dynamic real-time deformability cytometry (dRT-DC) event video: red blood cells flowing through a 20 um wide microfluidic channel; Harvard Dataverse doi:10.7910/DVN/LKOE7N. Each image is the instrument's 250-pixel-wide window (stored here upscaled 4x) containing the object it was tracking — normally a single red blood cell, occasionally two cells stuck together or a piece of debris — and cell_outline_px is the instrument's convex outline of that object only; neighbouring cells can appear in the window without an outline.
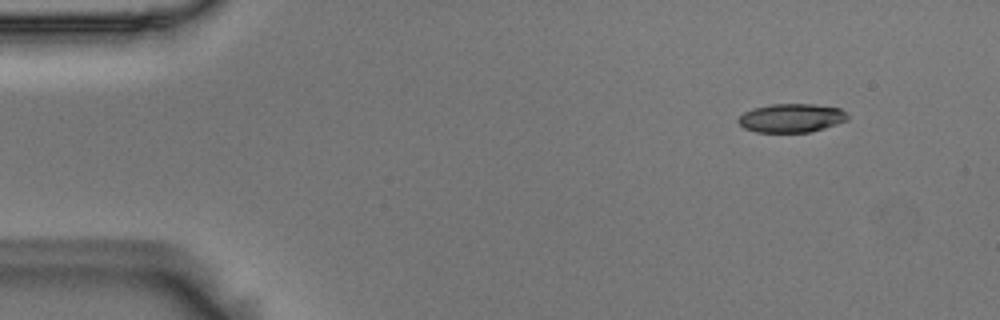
{"species": "Egyptian fruit bat (a non-hibernating species)", "species_latin": "Rousettus aegyptiacus", "temperature_condition": "room temperature", "stored_images_in_passage": 4, "camera_frame_rate_fps": 3000, "um_per_image_px": 0.085, "animal": {"sex": "male"}, "frame": {"image": 1, "passage_image": 1, "time_ms": 0.0, "image_size_px": [1000, 320], "cell_outline_px": [[848, 120], [824, 128], [808, 132], [756, 132], [744, 128], [736, 120], [744, 112], [752, 108], [772, 104], [816, 104], [840, 108], [848, 116]], "centroid_in_image_um": [67.25, 10.02], "position_along_channel_um": 17.7, "area_um2": 18.26}}
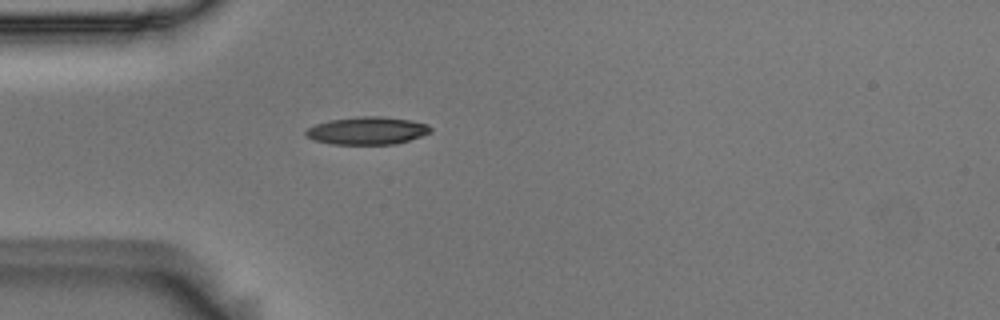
{"frame": {"image": 2, "passage_image": 4, "time_ms": 1.0, "image_size_px": [1000, 320], "cell_outline_px": [[432, 132], [396, 144], [332, 144], [312, 140], [304, 132], [308, 128], [316, 124], [328, 120], [360, 116], [380, 116], [408, 120], [428, 124], [432, 128]], "centroid_in_image_um": [31.2, 11.1], "position_along_channel_um": 53.8, "area_um2": 20.06}}